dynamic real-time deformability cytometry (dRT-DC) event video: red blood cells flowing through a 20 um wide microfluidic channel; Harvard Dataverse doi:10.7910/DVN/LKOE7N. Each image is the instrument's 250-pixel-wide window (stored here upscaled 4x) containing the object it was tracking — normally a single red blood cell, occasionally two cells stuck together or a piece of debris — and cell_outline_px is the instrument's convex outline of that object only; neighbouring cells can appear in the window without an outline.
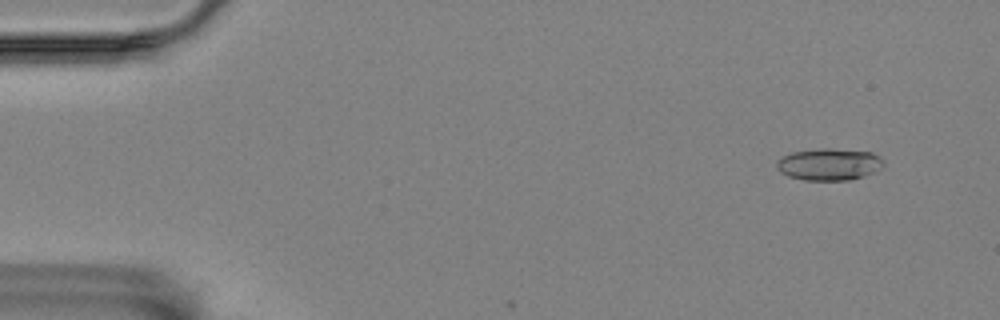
{"species": "Egyptian fruit bat (a non-hibernating species)", "species_latin": "Rousettus aegyptiacus", "temperature_condition": "room temperature", "stored_images_in_passage": 9, "camera_frame_rate_fps": 3000, "um_per_image_px": 0.085, "animal": {"sex": "female"}, "frame": {"image": 1, "passage_image": 5, "time_ms": 1.333, "image_size_px": [1000, 320], "cell_outline_px": [[884, 164], [880, 168], [864, 176], [848, 180], [804, 180], [788, 176], [780, 172], [776, 168], [776, 164], [784, 156], [792, 152], [820, 148], [832, 148], [872, 152], [884, 160]], "centroid_in_image_um": [70.48, 13.96], "position_along_channel_um": 14.5, "area_um2": 19.83}}